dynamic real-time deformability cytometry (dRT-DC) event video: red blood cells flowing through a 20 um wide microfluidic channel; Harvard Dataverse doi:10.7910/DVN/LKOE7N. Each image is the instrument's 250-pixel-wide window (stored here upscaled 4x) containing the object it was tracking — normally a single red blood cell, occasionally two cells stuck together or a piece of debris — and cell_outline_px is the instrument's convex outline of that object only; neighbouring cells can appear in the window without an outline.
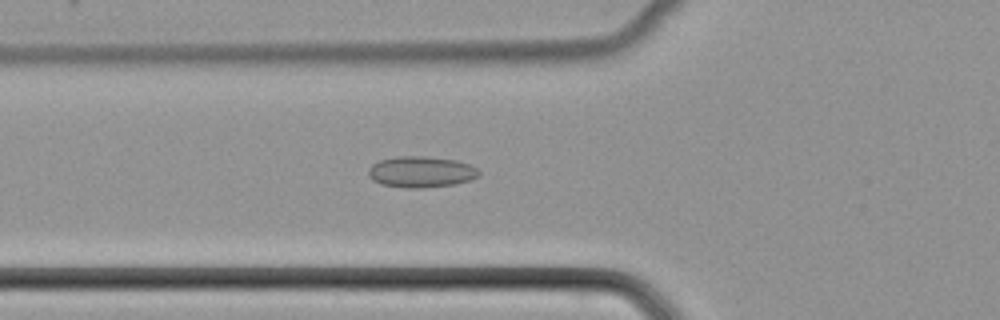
{"species": "common noctule bat (a hibernating species)", "species_latin": "Nyctalus noctula", "temperature_condition": "cold", "stored_images_in_passage": 52, "camera_frame_rate_fps": 3000, "um_per_image_px": 0.085, "animal": {"sex": "female", "body_mass_g": 22.7, "forearm_length_mm": 54.2}, "frame": {"image": 1, "passage_image": 20, "time_ms": 6.333, "image_size_px": [1000, 320], "cell_outline_px": [[480, 176], [472, 180], [456, 184], [424, 188], [404, 188], [380, 184], [372, 180], [368, 176], [368, 168], [372, 164], [380, 160], [396, 156], [424, 156], [456, 160], [468, 164], [476, 168], [480, 172]], "centroid_in_image_um": [35.78, 14.62], "position_along_channel_um": 90.0, "area_um2": 20.35}}
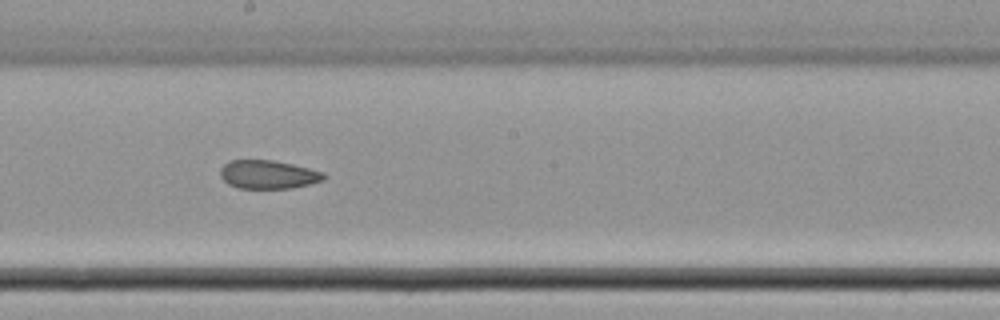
{"frame": {"image": 2, "passage_image": 30, "time_ms": 9.667, "image_size_px": [1000, 320], "cell_outline_px": [[328, 176], [324, 180], [292, 188], [240, 188], [228, 184], [220, 176], [220, 168], [224, 164], [232, 160], [272, 160], [292, 164], [324, 172]], "centroid_in_image_um": [22.8, 14.83], "position_along_channel_um": 225.4, "area_um2": 17.17}}
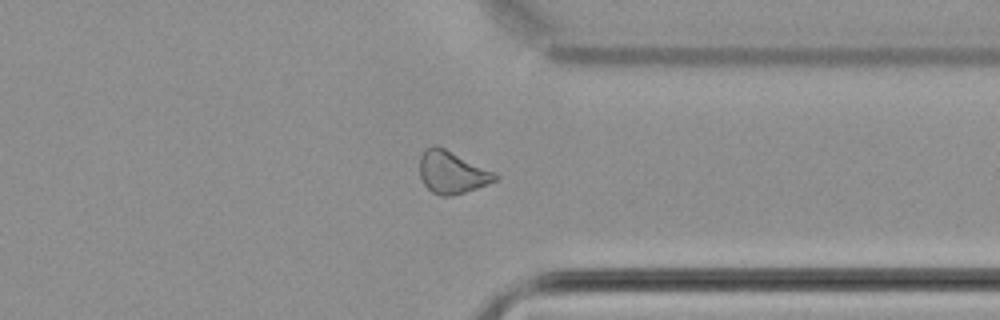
{"frame": {"image": 3, "passage_image": 41, "time_ms": 13.333, "image_size_px": [1000, 320], "cell_outline_px": [[500, 176], [496, 180], [476, 188], [452, 196], [440, 196], [432, 192], [424, 184], [420, 176], [420, 156], [424, 148], [432, 144], [436, 144], [496, 172]], "centroid_in_image_um": [38.4, 14.62], "position_along_channel_um": 373.0, "area_um2": 18.79}}